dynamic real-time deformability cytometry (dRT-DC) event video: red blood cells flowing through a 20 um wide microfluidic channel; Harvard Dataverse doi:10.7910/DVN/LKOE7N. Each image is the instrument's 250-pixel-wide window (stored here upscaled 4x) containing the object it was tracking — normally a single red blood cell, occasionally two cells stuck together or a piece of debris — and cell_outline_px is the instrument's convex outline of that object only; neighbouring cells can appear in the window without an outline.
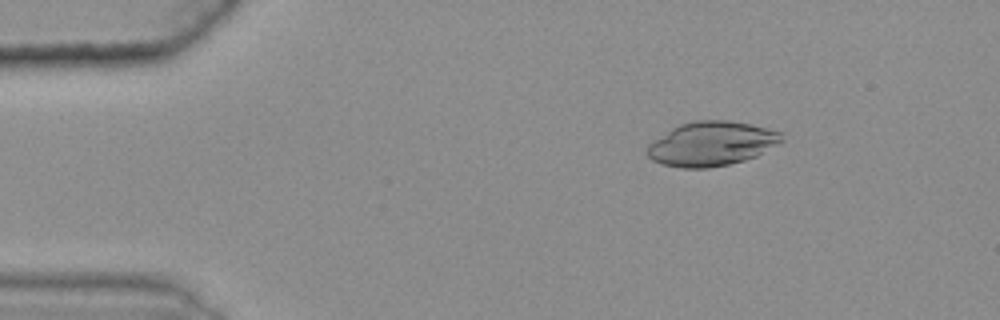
{"species": "common noctule bat (a hibernating species)", "species_latin": "Nyctalus noctula", "temperature_condition": "warm", "stored_images_in_passage": 48, "camera_frame_rate_fps": 3000, "um_per_image_px": 0.085, "animal": {"sex": "female", "body_mass_g": 25.1}, "frame": {"image": 1, "passage_image": 8, "time_ms": 2.333, "image_size_px": [1000, 320], "cell_outline_px": [[784, 140], [756, 156], [744, 160], [728, 164], [708, 168], [680, 168], [660, 164], [652, 160], [644, 152], [648, 144], [652, 140], [672, 128], [680, 124], [696, 120], [728, 120], [768, 128], [784, 132]], "centroid_in_image_um": [60.45, 12.22], "position_along_channel_um": 24.6, "area_um2": 34.97}}
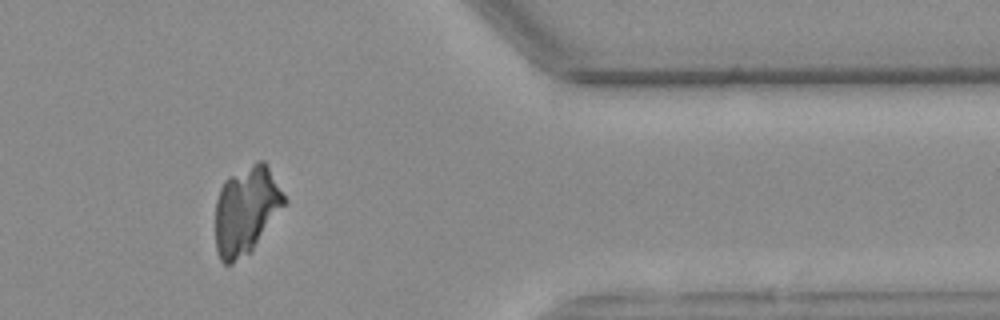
{"frame": {"image": 2, "passage_image": 46, "time_ms": 15.0, "image_size_px": [1000, 320], "cell_outline_px": [[288, 200], [252, 252], [232, 264], [224, 264], [220, 260], [216, 248], [216, 200], [220, 188], [224, 180], [228, 176], [256, 160], [264, 160]], "centroid_in_image_um": [20.93, 17.87], "position_along_channel_um": 390.5, "area_um2": 35.72}}